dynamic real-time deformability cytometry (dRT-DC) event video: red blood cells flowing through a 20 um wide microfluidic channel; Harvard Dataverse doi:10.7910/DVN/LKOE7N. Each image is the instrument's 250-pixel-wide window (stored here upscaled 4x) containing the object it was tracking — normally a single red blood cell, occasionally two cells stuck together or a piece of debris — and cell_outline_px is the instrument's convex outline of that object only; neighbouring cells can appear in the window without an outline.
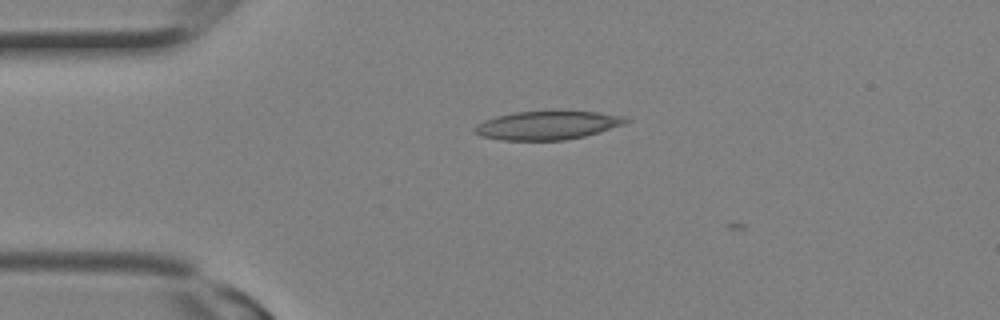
{"species": "Egyptian fruit bat (a non-hibernating species)", "species_latin": "Rousettus aegyptiacus", "temperature_condition": "room temperature", "stored_images_in_passage": 2, "camera_frame_rate_fps": 3000, "um_per_image_px": 0.085, "animal": {"sex": "female"}, "frame": {"image": 1, "passage_image": 1, "time_ms": 0.0, "image_size_px": [1000, 320], "cell_outline_px": [[632, 120], [624, 124], [584, 136], [564, 140], [500, 140], [480, 136], [472, 132], [472, 128], [476, 124], [484, 120], [496, 116], [512, 112], [596, 112], [624, 116]], "centroid_in_image_um": [46.45, 10.66], "position_along_channel_um": 38.5, "area_um2": 25.03}}